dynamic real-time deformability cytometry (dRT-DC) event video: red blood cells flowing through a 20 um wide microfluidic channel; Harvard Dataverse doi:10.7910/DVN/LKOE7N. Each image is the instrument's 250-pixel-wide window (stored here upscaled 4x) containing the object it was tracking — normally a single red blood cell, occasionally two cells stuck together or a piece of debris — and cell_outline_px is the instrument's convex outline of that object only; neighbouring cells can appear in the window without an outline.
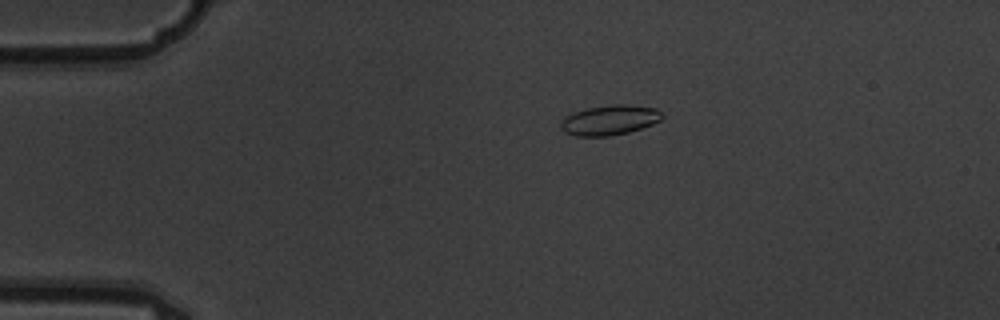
{"species": "common noctule bat (a hibernating species)", "species_latin": "Nyctalus noctula", "temperature_condition": "warm", "stored_images_in_passage": 6, "camera_frame_rate_fps": 3000, "um_per_image_px": 0.085, "animal": {"sex": "male", "body_mass_g": 19.5, "forearm_length_mm": 54.6}, "frame": {"image": 1, "passage_image": 4, "time_ms": 1.0, "image_size_px": [1000, 320], "cell_outline_px": [[664, 116], [660, 120], [652, 124], [628, 132], [608, 136], [576, 136], [564, 132], [560, 128], [560, 124], [564, 116], [572, 112], [588, 108], [612, 104], [624, 104], [656, 108]], "centroid_in_image_um": [51.78, 10.2], "position_along_channel_um": 33.2, "area_um2": 17.69}}
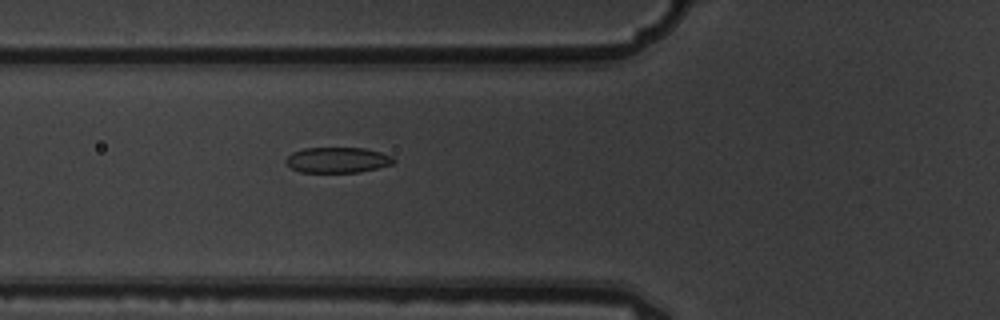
{"frame": {"image": 2, "passage_image": 6, "time_ms": 1.667, "image_size_px": [1000, 320], "cell_outline_px": [[396, 160], [392, 164], [360, 172], [300, 172], [292, 168], [284, 160], [292, 152], [304, 148], [364, 148], [380, 152], [392, 156]], "centroid_in_image_um": [28.69, 13.6], "position_along_channel_um": 97.1, "area_um2": 15.95}}